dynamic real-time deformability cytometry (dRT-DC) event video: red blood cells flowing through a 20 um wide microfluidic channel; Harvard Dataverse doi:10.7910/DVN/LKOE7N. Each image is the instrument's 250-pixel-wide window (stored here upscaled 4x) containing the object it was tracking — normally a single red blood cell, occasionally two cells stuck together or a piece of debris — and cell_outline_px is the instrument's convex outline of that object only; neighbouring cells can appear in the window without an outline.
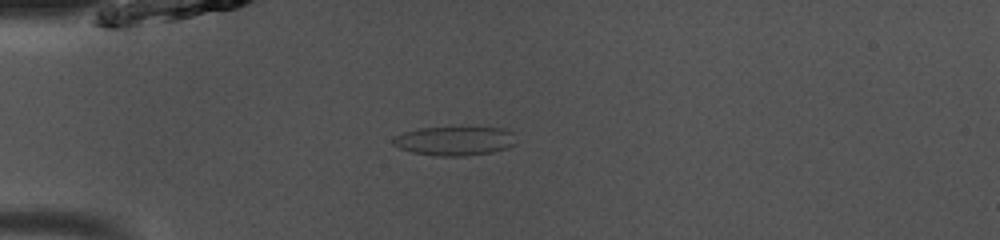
{"species": "common noctule bat (a hibernating species)", "species_latin": "Nyctalus noctula", "temperature_condition": "room temperature", "stored_images_in_passage": 39, "camera_frame_rate_fps": 3000, "um_per_image_px": 0.085, "animal": {"sex": "male", "body_mass_g": 13.0, "forearm_length_mm": 53.1}, "frame": {"image": 1, "passage_image": 4, "time_ms": 1.0, "image_size_px": [1000, 240], "cell_outline_px": [[512, 144], [508, 148], [492, 152], [464, 156], [436, 156], [412, 152], [400, 148], [392, 144], [392, 140], [396, 136], [404, 132], [420, 128], [504, 128], [512, 132]], "centroid_in_image_um": [38.6, 11.99], "position_along_channel_um": 46.4, "area_um2": 20.46}}
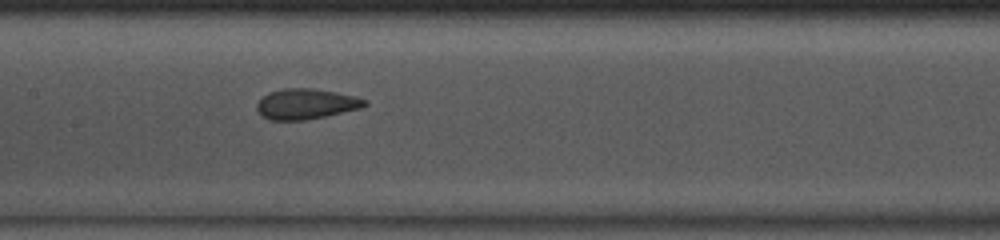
{"frame": {"image": 2, "passage_image": 15, "time_ms": 4.667, "image_size_px": [1000, 240], "cell_outline_px": [[368, 104], [360, 108], [324, 116], [304, 120], [268, 120], [256, 108], [256, 104], [268, 92], [284, 88], [312, 88], [336, 92], [356, 96], [368, 100]], "centroid_in_image_um": [26.02, 8.82], "position_along_channel_um": 181.4, "area_um2": 19.02}}
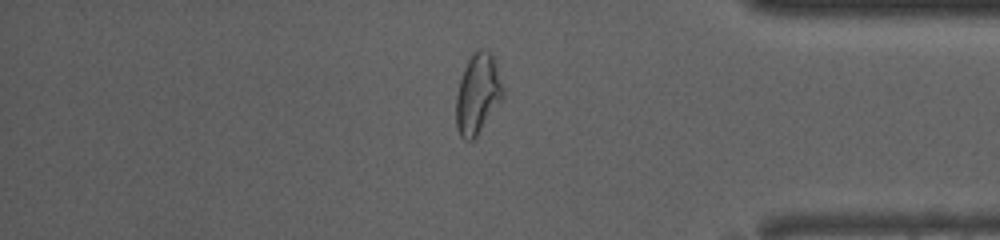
{"frame": {"image": 3, "passage_image": 32, "time_ms": 10.333, "image_size_px": [1000, 240], "cell_outline_px": [[504, 96], [476, 136], [472, 140], [464, 140], [460, 136], [456, 128], [456, 96], [460, 80], [464, 68], [472, 52], [480, 48], [488, 52], [492, 56], [504, 88]], "centroid_in_image_um": [40.58, 7.99], "position_along_channel_um": 394.6, "area_um2": 21.62}, "authors_computed_cell_mechanics": {"area_um2": 19.9988, "velocity_mm_per_s": 4.0956, "shape_relaxation_time_tau1_ms": null, "shape_relaxation_time_tau2_ms": 1.0087, "deformation_change_tau1": null, "deformation_change_tau2": 0.061}}